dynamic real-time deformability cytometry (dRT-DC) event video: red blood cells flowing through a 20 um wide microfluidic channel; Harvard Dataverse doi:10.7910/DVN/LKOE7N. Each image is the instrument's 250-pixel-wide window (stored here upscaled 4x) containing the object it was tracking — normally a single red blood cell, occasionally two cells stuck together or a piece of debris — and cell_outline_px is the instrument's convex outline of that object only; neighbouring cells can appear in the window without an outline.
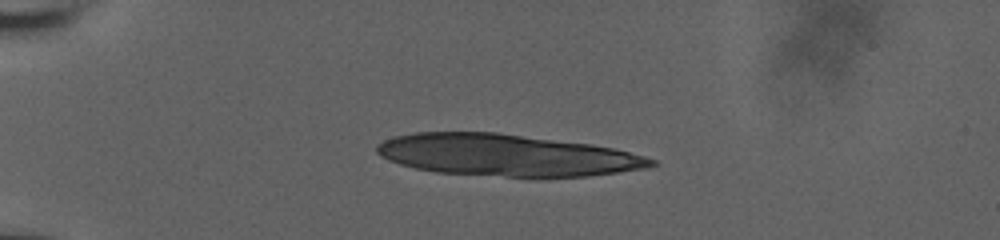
{"species": "human", "species_latin": "Homo sapiens", "temperature_condition": "room temperature", "stored_images_in_passage": 7, "camera_frame_rate_fps": 3000, "um_per_image_px": 0.085, "donor": {"sex": "male"}, "frame": {"image": 1, "passage_image": 1, "time_ms": 0.0, "image_size_px": [1000, 240], "cell_outline_px": [[660, 164], [644, 168], [588, 176], [504, 176], [436, 172], [416, 168], [400, 164], [388, 160], [380, 156], [376, 152], [376, 144], [392, 136], [416, 132], [496, 132], [592, 144], [616, 148], [644, 156], [656, 160]], "centroid_in_image_um": [43.04, 13.17], "position_along_channel_um": 42.0, "area_um2": 66.59}}